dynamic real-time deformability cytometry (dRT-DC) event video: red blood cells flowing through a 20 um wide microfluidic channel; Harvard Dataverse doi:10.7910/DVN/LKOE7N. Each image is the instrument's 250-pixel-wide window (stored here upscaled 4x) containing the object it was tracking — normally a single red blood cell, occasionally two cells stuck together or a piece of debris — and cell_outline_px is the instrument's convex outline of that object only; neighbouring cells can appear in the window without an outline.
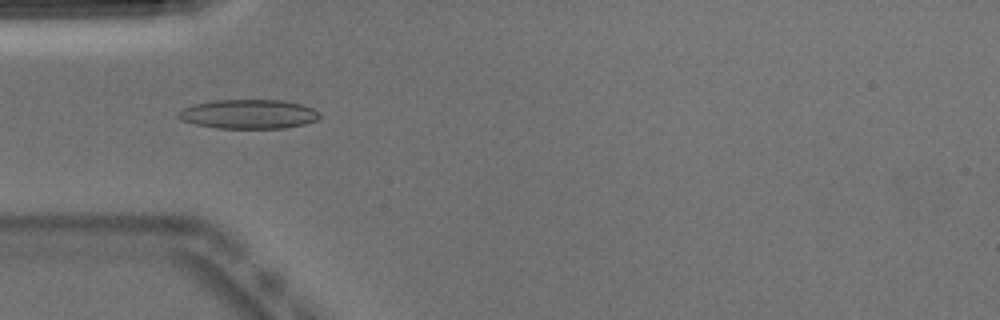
{"species": "Egyptian fruit bat (a non-hibernating species)", "species_latin": "Rousettus aegyptiacus", "temperature_condition": "warm", "stored_images_in_passage": 50, "camera_frame_rate_fps": 3000, "um_per_image_px": 0.085, "animal": {"sex": "male"}, "frame": {"image": 1, "passage_image": 15, "time_ms": 4.667, "image_size_px": [1000, 320], "cell_outline_px": [[320, 116], [316, 120], [304, 124], [284, 128], [216, 128], [196, 124], [184, 120], [176, 116], [184, 108], [196, 104], [216, 100], [284, 100], [300, 104], [312, 108], [320, 112]], "centroid_in_image_um": [21.17, 9.7], "position_along_channel_um": 63.8, "area_um2": 23.81}}
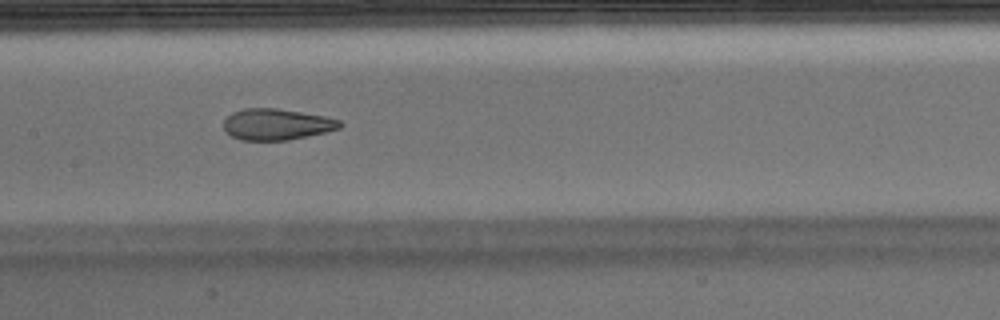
{"frame": {"image": 2, "passage_image": 24, "time_ms": 7.667, "image_size_px": [1000, 320], "cell_outline_px": [[344, 124], [340, 128], [324, 132], [288, 140], [240, 140], [232, 136], [224, 128], [224, 120], [232, 112], [244, 108], [276, 108], [328, 116], [340, 120]], "centroid_in_image_um": [23.54, 10.56], "position_along_channel_um": 183.9, "area_um2": 21.15}}
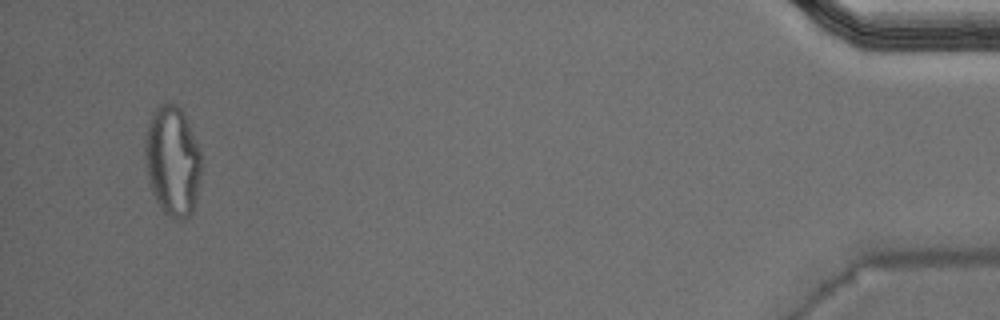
{"frame": {"image": 3, "passage_image": 48, "time_ms": 15.667, "image_size_px": [1000, 320], "cell_outline_px": [[200, 180], [196, 200], [192, 212], [184, 220], [172, 220], [160, 208], [152, 192], [148, 180], [144, 156], [144, 144], [148, 124], [152, 112], [164, 100], [180, 104], [184, 112], [200, 152]], "centroid_in_image_um": [14.65, 13.66], "position_along_channel_um": 420.6, "area_um2": 36.7}, "authors_computed_cell_mechanics": {"area_um2": 22.7154, "velocity_mm_per_s": 3.9651, "shape_relaxation_time_tau1_ms": null, "shape_relaxation_time_tau2_ms": 1.2419, "deformation_change_tau1": null, "deformation_change_tau2": 0.0895}}